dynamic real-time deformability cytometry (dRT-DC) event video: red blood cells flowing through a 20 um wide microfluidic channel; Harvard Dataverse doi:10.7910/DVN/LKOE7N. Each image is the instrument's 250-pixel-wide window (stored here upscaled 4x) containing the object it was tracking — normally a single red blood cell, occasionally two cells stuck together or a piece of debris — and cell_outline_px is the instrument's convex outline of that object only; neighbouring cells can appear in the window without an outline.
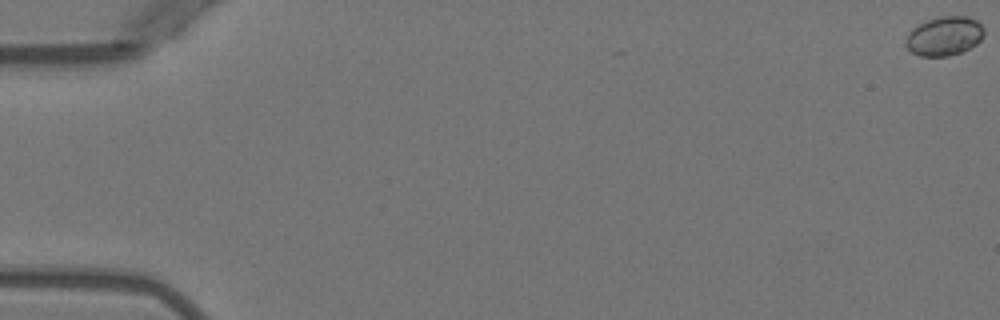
{"species": "Egyptian fruit bat (a non-hibernating species)", "species_latin": "Rousettus aegyptiacus", "temperature_condition": "warm", "stored_images_in_passage": 7, "camera_frame_rate_fps": 3000, "um_per_image_px": 0.085, "animal": {"sex": "female"}, "frame": {"image": 1, "passage_image": 1, "time_ms": 0.0, "image_size_px": [1000, 320], "cell_outline_px": [[984, 36], [976, 44], [960, 52], [948, 56], [920, 56], [912, 52], [904, 44], [904, 40], [908, 32], [912, 28], [928, 20], [940, 16], [964, 16], [976, 20], [984, 28]], "centroid_in_image_um": [80.24, 3.07], "position_along_channel_um": 4.8, "area_um2": 17.8}}
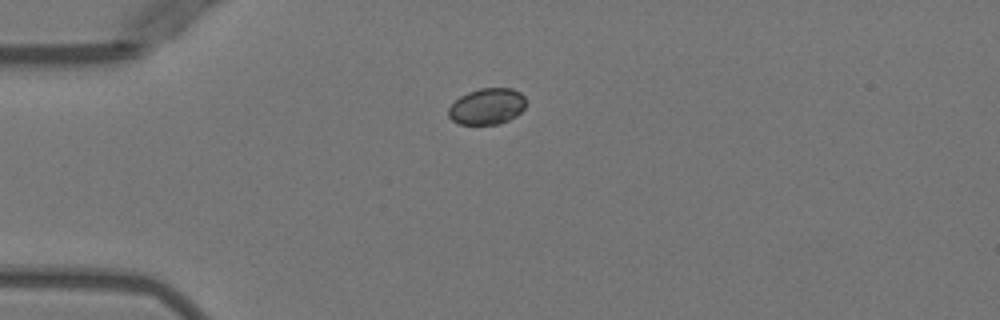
{"frame": {"image": 2, "passage_image": 5, "time_ms": 4.667, "image_size_px": [1000, 320], "cell_outline_px": [[524, 108], [516, 116], [500, 124], [460, 124], [452, 120], [448, 116], [448, 108], [460, 96], [468, 92], [480, 88], [512, 88], [520, 92], [524, 96]], "centroid_in_image_um": [41.39, 9.04], "position_along_channel_um": 43.6, "area_um2": 16.3}}
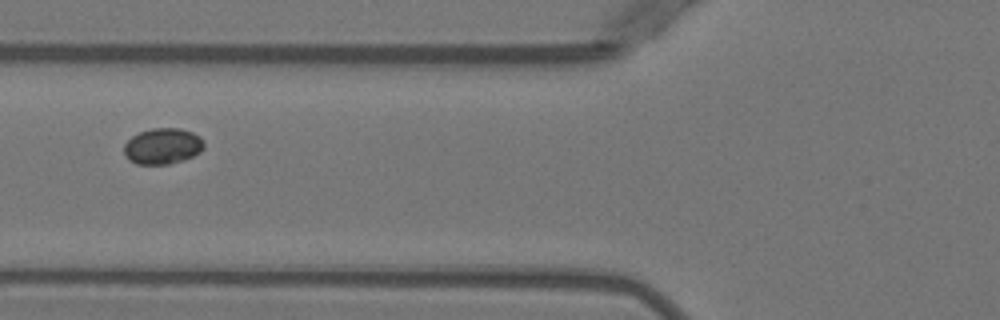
{"frame": {"image": 3, "passage_image": 7, "time_ms": 7.0, "image_size_px": [1000, 320], "cell_outline_px": [[204, 148], [200, 152], [184, 160], [168, 164], [136, 164], [128, 160], [124, 152], [124, 144], [132, 136], [140, 132], [152, 128], [180, 128], [192, 132], [200, 136], [204, 140]], "centroid_in_image_um": [13.83, 12.42], "position_along_channel_um": 112.0, "area_um2": 16.88}}